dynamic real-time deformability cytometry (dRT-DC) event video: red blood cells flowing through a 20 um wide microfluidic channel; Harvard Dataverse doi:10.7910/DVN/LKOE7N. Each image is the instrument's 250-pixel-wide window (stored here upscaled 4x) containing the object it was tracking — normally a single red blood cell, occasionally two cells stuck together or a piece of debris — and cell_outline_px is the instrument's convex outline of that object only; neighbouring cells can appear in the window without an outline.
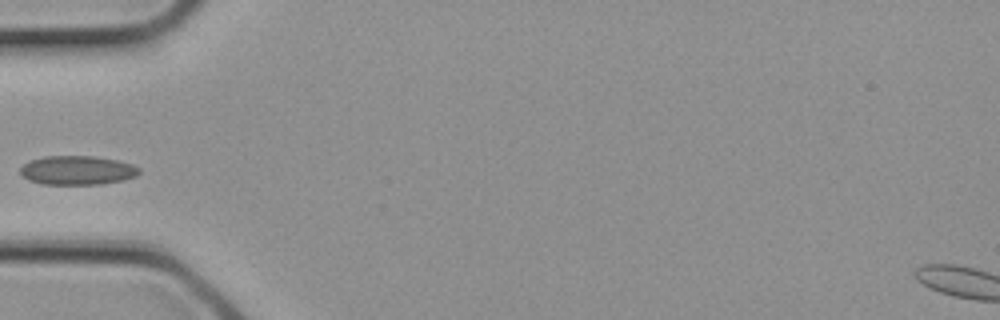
{"species": "common noctule bat (a hibernating species)", "species_latin": "Nyctalus noctula", "temperature_condition": "cold", "stored_images_in_passage": 3, "camera_frame_rate_fps": 3000, "um_per_image_px": 0.085, "animal": {"sex": "female", "body_mass_g": 21.9}, "frame": {"image": 1, "passage_image": 3, "time_ms": 0.667, "image_size_px": [1000, 320], "cell_outline_px": [[140, 172], [136, 176], [124, 180], [100, 184], [44, 184], [28, 180], [20, 172], [20, 168], [28, 160], [44, 156], [92, 156], [116, 160], [132, 164], [140, 168]], "centroid_in_image_um": [6.57, 14.47], "position_along_channel_um": 78.4, "area_um2": 20.11}}